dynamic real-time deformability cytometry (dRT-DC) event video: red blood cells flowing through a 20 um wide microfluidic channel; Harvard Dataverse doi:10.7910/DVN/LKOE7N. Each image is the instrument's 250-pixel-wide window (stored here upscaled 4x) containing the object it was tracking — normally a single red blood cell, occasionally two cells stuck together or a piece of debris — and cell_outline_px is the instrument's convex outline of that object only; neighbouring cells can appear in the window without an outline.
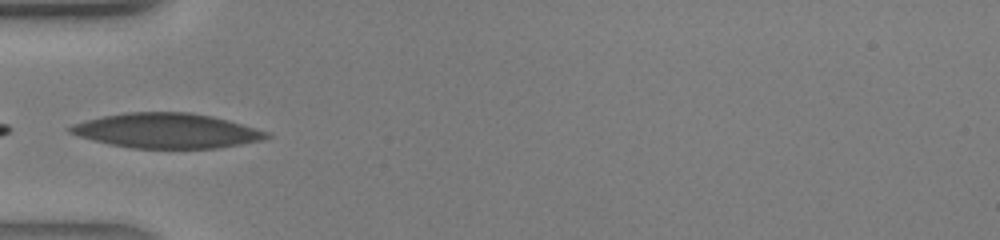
{"species": "human", "species_latin": "Homo sapiens", "temperature_condition": "warm", "stored_images_in_passage": 18, "camera_frame_rate_fps": 3000, "um_per_image_px": 0.085, "donor": {"sex": "male"}, "frame": {"image": 1, "passage_image": 1, "time_ms": 0.0, "image_size_px": [1000, 240], "cell_outline_px": [[272, 136], [264, 140], [220, 148], [132, 148], [112, 144], [80, 136], [68, 132], [68, 128], [72, 124], [104, 116], [124, 112], [188, 112], [212, 116], [228, 120], [268, 132]], "centroid_in_image_um": [14.22, 11.11], "position_along_channel_um": 70.8, "area_um2": 39.59}}
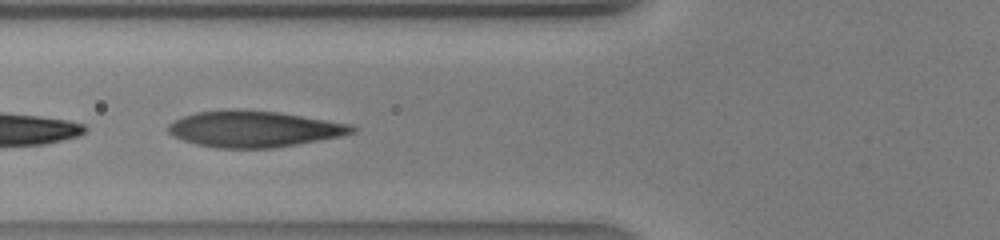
{"frame": {"image": 2, "passage_image": 3, "time_ms": 0.667, "image_size_px": [1000, 240], "cell_outline_px": [[356, 132], [340, 136], [296, 144], [272, 148], [216, 148], [196, 144], [172, 136], [168, 132], [168, 124], [180, 116], [196, 112], [236, 108], [276, 112], [352, 124], [356, 128]], "centroid_in_image_um": [21.53, 10.95], "position_along_channel_um": 104.3, "area_um2": 38.84}}